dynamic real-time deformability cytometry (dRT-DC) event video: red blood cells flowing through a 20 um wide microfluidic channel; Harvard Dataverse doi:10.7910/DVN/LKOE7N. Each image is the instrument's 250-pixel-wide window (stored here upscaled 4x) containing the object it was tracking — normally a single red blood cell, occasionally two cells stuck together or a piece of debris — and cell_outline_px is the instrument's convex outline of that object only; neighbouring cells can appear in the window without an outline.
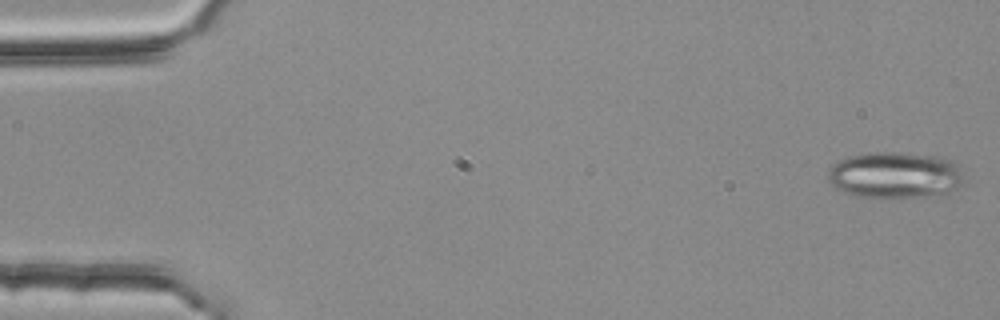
{"species": "common noctule bat (a hibernating species)", "species_latin": "Nyctalus noctula", "temperature_condition": "room temperature", "stored_images_in_passage": 2, "camera_frame_rate_fps": 3000, "um_per_image_px": 0.085, "animal": {"sex": "female", "body_mass_g": 25.1}, "frame": {"image": 1, "passage_image": 2, "time_ms": 0.333, "image_size_px": [1000, 320], "cell_outline_px": [[964, 172], [960, 184], [956, 188], [948, 192], [928, 196], [852, 196], [836, 188], [828, 180], [828, 172], [836, 160], [848, 156], [868, 152], [908, 152], [940, 156], [956, 160]], "centroid_in_image_um": [76.1, 14.83], "position_along_channel_um": 8.9, "area_um2": 37.05}}